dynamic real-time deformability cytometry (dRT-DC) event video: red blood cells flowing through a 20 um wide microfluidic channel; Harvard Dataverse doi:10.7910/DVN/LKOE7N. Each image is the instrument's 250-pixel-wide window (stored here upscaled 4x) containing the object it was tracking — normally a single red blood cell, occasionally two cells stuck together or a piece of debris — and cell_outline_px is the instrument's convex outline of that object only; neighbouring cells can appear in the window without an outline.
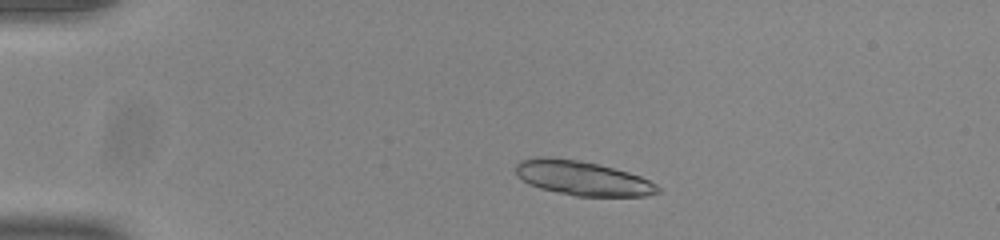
{"species": "common noctule bat (a hibernating species)", "species_latin": "Nyctalus noctula", "temperature_condition": "room temperature", "stored_images_in_passage": 47, "segment_of_instrument_passage": [1, 2], "camera_frame_rate_fps": 3000, "um_per_image_px": 0.085, "animal": {"sex": "male", "body_mass_g": 20.0, "forearm_length_mm": 53.3}, "frame": {"image": 1, "passage_image": 6, "time_ms": 1.667, "image_size_px": [1000, 240], "cell_outline_px": [[660, 192], [644, 196], [576, 196], [540, 188], [528, 184], [516, 172], [516, 164], [520, 160], [536, 156], [552, 156], [576, 160], [596, 164], [628, 172], [640, 176], [656, 184], [660, 188]], "centroid_in_image_um": [49.49, 15.13], "position_along_channel_um": 35.5, "area_um2": 28.32}}